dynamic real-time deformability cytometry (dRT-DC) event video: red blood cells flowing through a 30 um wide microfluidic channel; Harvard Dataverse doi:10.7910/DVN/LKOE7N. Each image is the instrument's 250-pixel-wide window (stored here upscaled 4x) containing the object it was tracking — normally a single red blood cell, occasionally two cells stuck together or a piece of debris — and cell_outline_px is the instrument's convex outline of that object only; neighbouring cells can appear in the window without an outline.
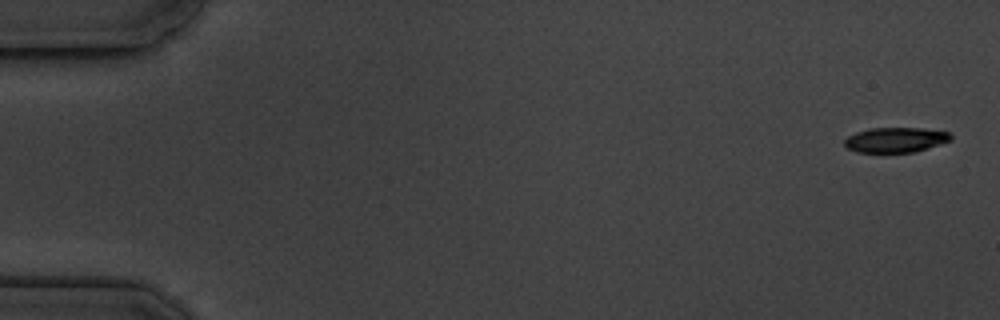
{"species": "common noctule bat (a hibernating species)", "species_latin": "Nyctalus noctula", "temperature_condition": "cold", "stored_images_in_passage": 7, "camera_frame_rate_fps": 3000, "um_per_image_px": 0.085, "animal": {"sex": "male", "body_mass_g": 19.5, "forearm_length_mm": 54.6}, "frame": {"image": 1, "passage_image": 1, "time_ms": 0.0, "image_size_px": [1000, 320], "cell_outline_px": [[952, 140], [916, 152], [856, 152], [848, 148], [844, 144], [844, 140], [848, 136], [856, 132], [872, 128], [924, 128], [948, 132], [952, 136]], "centroid_in_image_um": [76.14, 11.89], "position_along_channel_um": 8.9, "area_um2": 15.49}}